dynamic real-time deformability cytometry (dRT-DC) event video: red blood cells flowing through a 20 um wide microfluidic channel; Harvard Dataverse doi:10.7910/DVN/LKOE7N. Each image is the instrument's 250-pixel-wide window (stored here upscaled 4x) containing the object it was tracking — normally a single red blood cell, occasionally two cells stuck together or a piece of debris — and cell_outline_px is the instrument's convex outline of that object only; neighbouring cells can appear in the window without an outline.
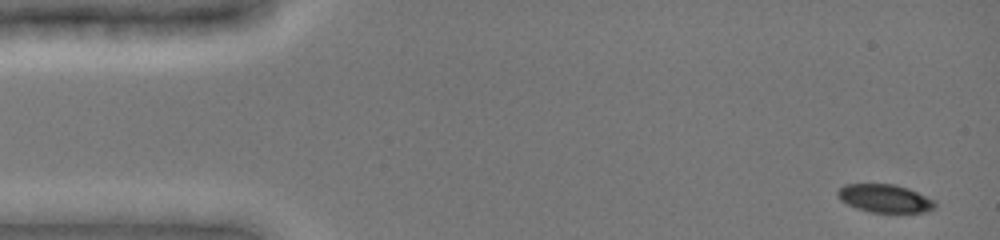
{"species": "common noctule bat (a hibernating species)", "species_latin": "Nyctalus noctula", "temperature_condition": "cold", "stored_images_in_passage": 6, "camera_frame_rate_fps": 3000, "um_per_image_px": 0.085, "animal": {"sex": "female", "body_mass_g": 19.0, "forearm_length_mm": 51.5}, "frame": {"image": 1, "passage_image": 1, "time_ms": 0.0, "image_size_px": [1000, 240], "cell_outline_px": [[936, 208], [928, 212], [868, 212], [856, 208], [840, 200], [836, 196], [836, 192], [844, 184], [892, 184], [908, 188], [936, 200]], "centroid_in_image_um": [75.22, 16.87], "position_along_channel_um": 9.8, "area_um2": 16.13}}
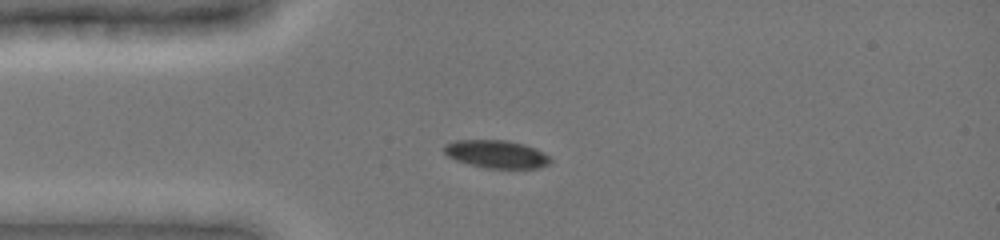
{"frame": {"image": 2, "passage_image": 5, "time_ms": 3.333, "image_size_px": [1000, 240], "cell_outline_px": [[552, 160], [548, 164], [540, 168], [484, 168], [468, 164], [456, 160], [448, 156], [444, 152], [444, 144], [456, 140], [504, 140], [524, 144], [536, 148], [544, 152]], "centroid_in_image_um": [42.2, 13.1], "position_along_channel_um": 42.8, "area_um2": 17.34}}